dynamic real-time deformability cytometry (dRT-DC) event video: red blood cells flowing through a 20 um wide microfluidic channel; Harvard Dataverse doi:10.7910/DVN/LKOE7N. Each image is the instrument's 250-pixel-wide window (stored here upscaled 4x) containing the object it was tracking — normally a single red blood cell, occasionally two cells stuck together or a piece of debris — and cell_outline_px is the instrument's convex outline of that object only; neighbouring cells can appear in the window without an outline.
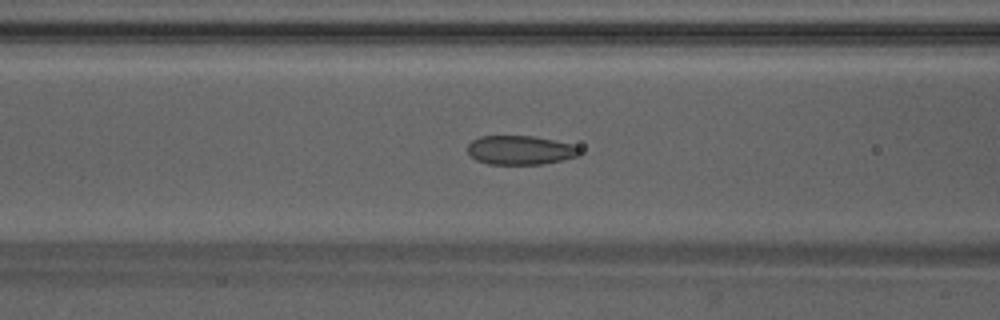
{"species": "Egyptian fruit bat (a non-hibernating species)", "species_latin": "Rousettus aegyptiacus", "temperature_condition": "warm", "stored_images_in_passage": 36, "camera_frame_rate_fps": 3000, "um_per_image_px": 0.085, "animal": {"sex": "male"}, "frame": {"image": 1, "passage_image": 7, "time_ms": 2.0, "image_size_px": [1000, 320], "cell_outline_px": [[580, 152], [576, 156], [544, 164], [488, 164], [476, 160], [468, 152], [468, 144], [472, 140], [480, 136], [532, 136], [572, 144], [580, 148]], "centroid_in_image_um": [44.19, 12.76], "position_along_channel_um": 122.4, "area_um2": 18.79}}
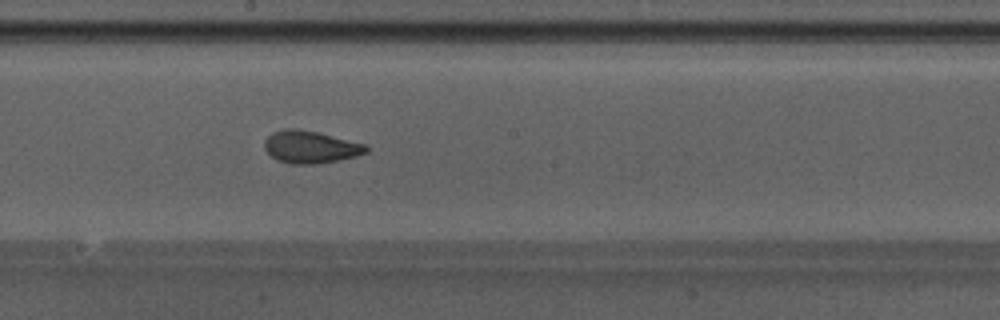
{"frame": {"image": 2, "passage_image": 14, "time_ms": 4.333, "image_size_px": [1000, 320], "cell_outline_px": [[368, 152], [356, 156], [320, 164], [288, 164], [276, 160], [264, 148], [264, 140], [272, 132], [284, 128], [292, 128], [316, 132], [364, 144], [368, 148]], "centroid_in_image_um": [26.35, 12.51], "position_along_channel_um": 221.9, "area_um2": 19.13}}
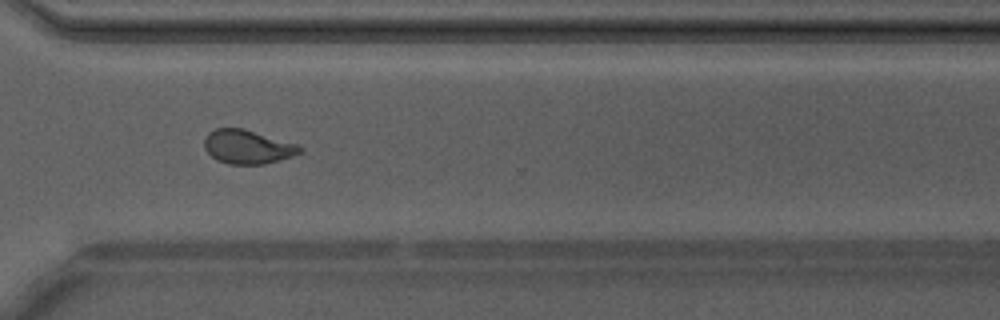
{"frame": {"image": 3, "passage_image": 23, "time_ms": 7.333, "image_size_px": [1000, 320], "cell_outline_px": [[304, 148], [300, 152], [292, 156], [264, 164], [228, 164], [216, 160], [204, 148], [204, 140], [208, 132], [216, 128], [244, 128], [296, 144]], "centroid_in_image_um": [21.01, 12.48], "position_along_channel_um": 349.6, "area_um2": 18.79}, "authors_computed_cell_mechanics": {"area_um2": 19.3052, "velocity_mm_per_s": 4.2646, "shape_relaxation_time_tau1_ms": 7.2728, "shape_relaxation_time_tau2_ms": 1.1555, "deformation_change_tau1": 0.1837, "deformation_change_tau2": 0.0705}}